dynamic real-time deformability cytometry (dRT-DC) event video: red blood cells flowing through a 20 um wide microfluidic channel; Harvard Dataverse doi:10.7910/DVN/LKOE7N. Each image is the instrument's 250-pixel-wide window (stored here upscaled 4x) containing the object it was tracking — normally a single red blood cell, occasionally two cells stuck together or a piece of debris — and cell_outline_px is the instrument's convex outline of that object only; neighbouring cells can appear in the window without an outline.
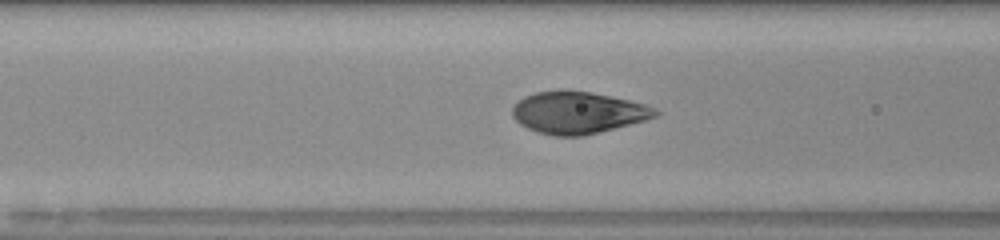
{"species": "human", "species_latin": "Homo sapiens", "temperature_condition": "room temperature", "stored_images_in_passage": 50, "camera_frame_rate_fps": 3000, "um_per_image_px": 0.085, "donor": {"sex": "male"}, "frame": {"image": 1, "passage_image": 20, "time_ms": 6.333, "image_size_px": [1000, 240], "cell_outline_px": [[660, 112], [656, 116], [644, 120], [584, 136], [552, 136], [536, 132], [520, 124], [512, 116], [512, 108], [524, 96], [536, 92], [588, 92], [628, 100], [644, 104], [656, 108]], "centroid_in_image_um": [49.1, 9.6], "position_along_channel_um": 117.5, "area_um2": 34.22}}
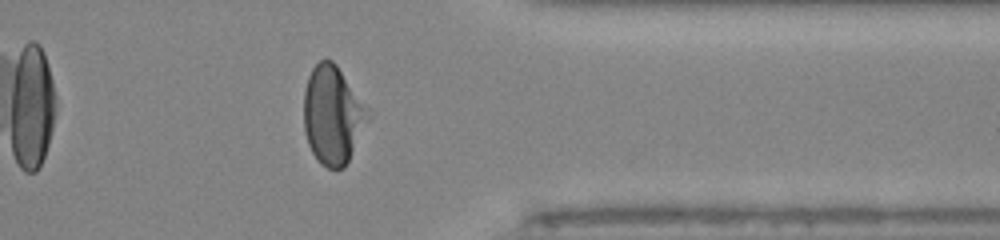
{"frame": {"image": 2, "passage_image": 40, "time_ms": 13.0, "image_size_px": [1000, 240], "cell_outline_px": [[368, 108], [348, 160], [344, 168], [328, 168], [320, 164], [312, 152], [308, 144], [304, 132], [304, 92], [308, 76], [312, 68], [320, 60], [332, 60], [336, 64]], "centroid_in_image_um": [28.19, 9.75], "position_along_channel_um": 383.2, "area_um2": 35.43}}
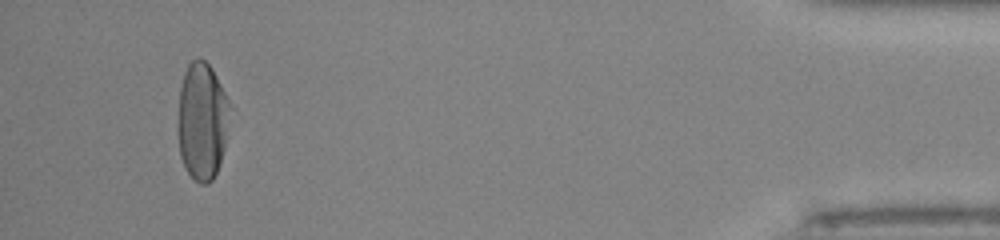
{"frame": {"image": 3, "passage_image": 47, "time_ms": 15.333, "image_size_px": [1000, 240], "cell_outline_px": [[232, 108], [224, 148], [216, 172], [212, 180], [208, 184], [200, 184], [184, 168], [180, 156], [180, 88], [184, 72], [188, 64], [196, 56], [204, 60], [212, 68]], "centroid_in_image_um": [17.22, 10.27], "position_along_channel_um": 418.0, "area_um2": 35.14}, "authors_computed_cell_mechanics": {"area_um2": 35.2869, "velocity_mm_per_s": 4.1133, "shape_relaxation_time_tau1_ms": 3.061, "shape_relaxation_time_tau2_ms": null, "deformation_change_tau1": 0.1886, "deformation_change_tau2": null}}